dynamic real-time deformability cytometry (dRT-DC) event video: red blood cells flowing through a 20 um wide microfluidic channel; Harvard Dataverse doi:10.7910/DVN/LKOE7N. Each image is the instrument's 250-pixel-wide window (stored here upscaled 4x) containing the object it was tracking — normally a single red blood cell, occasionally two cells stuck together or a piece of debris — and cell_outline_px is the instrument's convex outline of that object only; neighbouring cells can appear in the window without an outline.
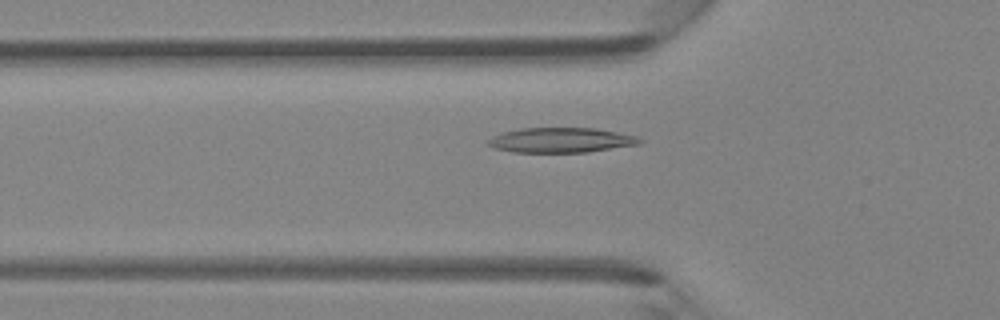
{"species": "Egyptian fruit bat (a non-hibernating species)", "species_latin": "Rousettus aegyptiacus", "temperature_condition": "room temperature", "stored_images_in_passage": 46, "camera_frame_rate_fps": 3000, "um_per_image_px": 0.085, "animal": {"sex": "female"}, "frame": {"image": 1, "passage_image": 16, "time_ms": 5.0, "image_size_px": [1000, 320], "cell_outline_px": [[644, 140], [640, 144], [588, 152], [512, 152], [496, 148], [488, 144], [488, 140], [492, 136], [504, 132], [524, 128], [596, 128], [636, 136]], "centroid_in_image_um": [47.72, 11.91], "position_along_channel_um": 78.1, "area_um2": 21.85}}
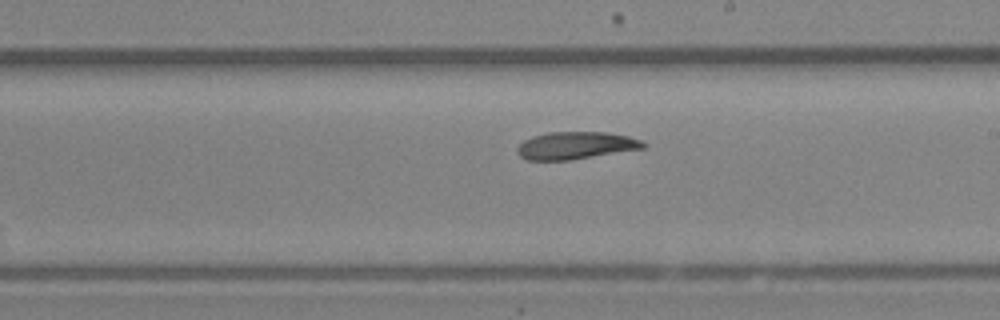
{"frame": {"image": 2, "passage_image": 27, "time_ms": 8.667, "image_size_px": [1000, 320], "cell_outline_px": [[644, 148], [572, 160], [528, 160], [520, 156], [516, 152], [516, 148], [524, 140], [532, 136], [548, 132], [608, 132], [628, 136], [640, 140], [644, 144]], "centroid_in_image_um": [48.9, 12.37], "position_along_channel_um": 240.1, "area_um2": 20.11}}
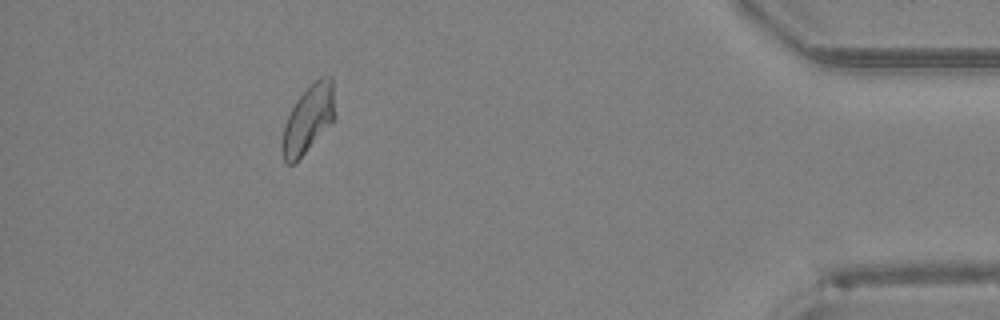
{"frame": {"image": 3, "passage_image": 42, "time_ms": 13.667, "image_size_px": [1000, 320], "cell_outline_px": [[336, 116], [332, 124], [296, 164], [288, 164], [284, 160], [280, 152], [280, 144], [284, 124], [296, 100], [316, 80], [324, 76], [332, 76]], "centroid_in_image_um": [26.2, 10.2], "position_along_channel_um": 409.0, "area_um2": 21.33}}